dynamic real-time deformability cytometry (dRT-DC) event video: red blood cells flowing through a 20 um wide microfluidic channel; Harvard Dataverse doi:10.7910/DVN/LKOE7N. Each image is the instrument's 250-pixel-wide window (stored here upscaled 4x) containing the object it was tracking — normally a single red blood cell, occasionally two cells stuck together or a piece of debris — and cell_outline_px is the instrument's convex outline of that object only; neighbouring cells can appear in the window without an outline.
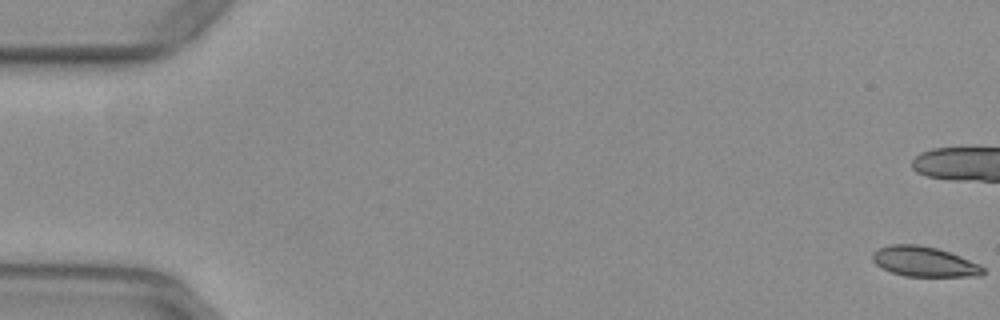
{"species": "common noctule bat (a hibernating species)", "species_latin": "Nyctalus noctula", "temperature_condition": "warm", "stored_images_in_passage": 13, "camera_frame_rate_fps": 3000, "um_per_image_px": 0.085, "animal": {"sex": "female", "body_mass_g": 29.2, "forearm_length_mm": 56.3}, "frame": {"image": 1, "passage_image": 1, "time_ms": 0.0, "image_size_px": [1000, 320], "cell_outline_px": [[984, 272], [980, 276], [904, 276], [892, 272], [876, 264], [872, 260], [872, 252], [888, 244], [920, 244], [936, 248], [960, 256], [980, 264], [984, 268]], "centroid_in_image_um": [78.55, 22.23], "position_along_channel_um": 6.4, "area_um2": 19.31}}